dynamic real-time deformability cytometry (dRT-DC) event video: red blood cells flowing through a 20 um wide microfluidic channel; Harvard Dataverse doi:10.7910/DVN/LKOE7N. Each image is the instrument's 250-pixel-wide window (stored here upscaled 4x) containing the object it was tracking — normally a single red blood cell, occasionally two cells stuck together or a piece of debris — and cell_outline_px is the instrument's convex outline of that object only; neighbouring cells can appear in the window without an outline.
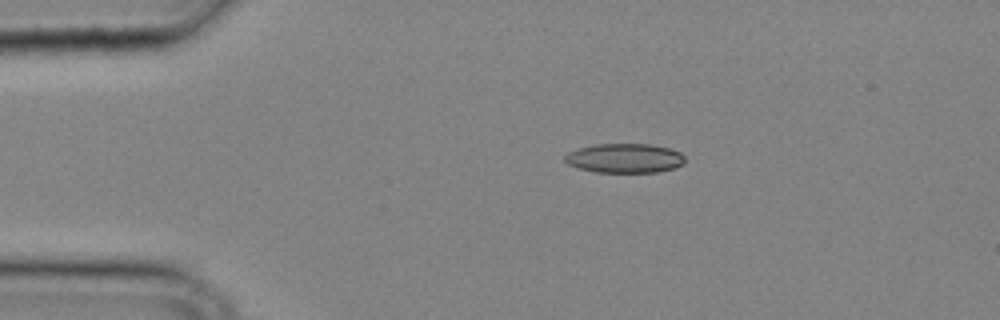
{"species": "common noctule bat (a hibernating species)", "species_latin": "Nyctalus noctula", "temperature_condition": "cold", "stored_images_in_passage": 29, "camera_frame_rate_fps": 3000, "um_per_image_px": 0.085, "animal": {"sex": "male", "body_mass_g": 20.4}, "frame": {"image": 1, "passage_image": 1, "time_ms": 0.0, "image_size_px": [1000, 320], "cell_outline_px": [[684, 164], [676, 168], [656, 172], [596, 172], [580, 168], [568, 164], [564, 160], [564, 156], [568, 152], [592, 144], [652, 144], [668, 148], [680, 152], [684, 156]], "centroid_in_image_um": [53.11, 13.44], "position_along_channel_um": 31.9, "area_um2": 20.58}}
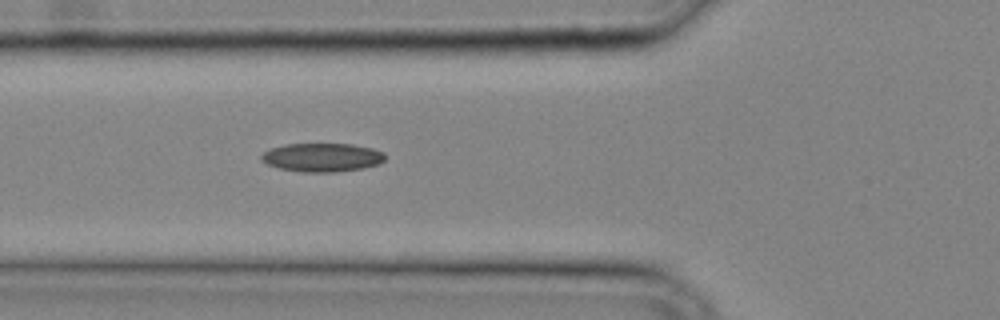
{"frame": {"image": 2, "passage_image": 7, "time_ms": 2.0, "image_size_px": [1000, 320], "cell_outline_px": [[384, 160], [380, 164], [364, 168], [332, 172], [300, 172], [280, 168], [268, 164], [260, 160], [260, 156], [264, 152], [272, 148], [284, 144], [352, 144], [372, 148], [384, 152]], "centroid_in_image_um": [27.39, 13.38], "position_along_channel_um": 98.4, "area_um2": 20.63}}
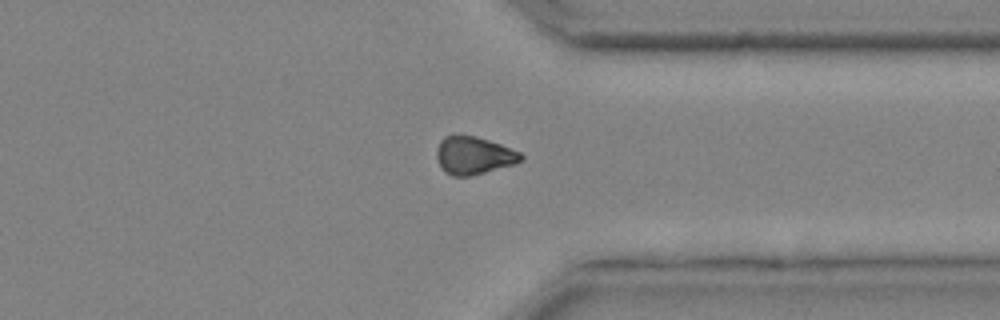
{"frame": {"image": 3, "passage_image": 22, "time_ms": 7.0, "image_size_px": [1000, 320], "cell_outline_px": [[524, 160], [516, 164], [468, 176], [452, 176], [444, 172], [436, 156], [436, 148], [440, 140], [444, 136], [476, 136], [500, 144], [520, 152], [524, 156]], "centroid_in_image_um": [40.28, 13.22], "position_along_channel_um": 371.1, "area_um2": 18.5}}